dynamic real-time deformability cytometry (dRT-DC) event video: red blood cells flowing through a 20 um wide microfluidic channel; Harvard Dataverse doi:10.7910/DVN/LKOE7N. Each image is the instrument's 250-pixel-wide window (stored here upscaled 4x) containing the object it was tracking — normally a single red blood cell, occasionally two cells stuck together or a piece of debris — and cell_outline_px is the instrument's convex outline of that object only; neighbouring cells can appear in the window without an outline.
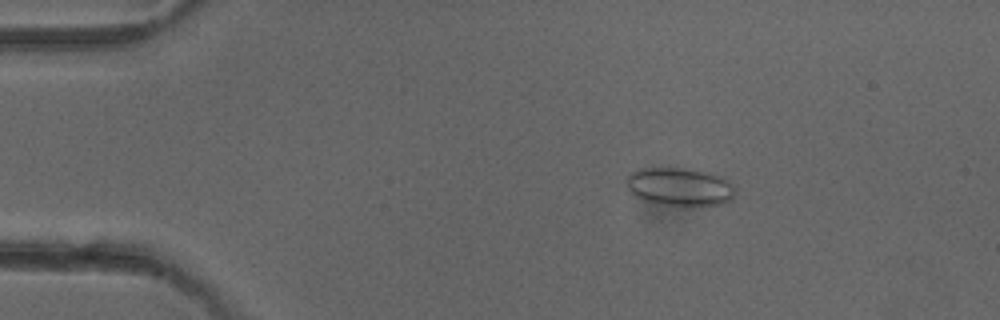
{"species": "common noctule bat (a hibernating species)", "species_latin": "Nyctalus noctula", "temperature_condition": "cold", "stored_images_in_passage": 7, "camera_frame_rate_fps": 3000, "um_per_image_px": 0.085, "animal": {"sex": "female"}, "frame": {"image": 1, "passage_image": 3, "time_ms": 2.333, "image_size_px": [1000, 320], "cell_outline_px": [[736, 192], [732, 200], [720, 204], [660, 204], [644, 200], [632, 196], [624, 180], [632, 172], [640, 168], [680, 168], [712, 172], [724, 176], [736, 188]], "centroid_in_image_um": [57.78, 15.85], "position_along_channel_um": 27.2, "area_um2": 24.28}}
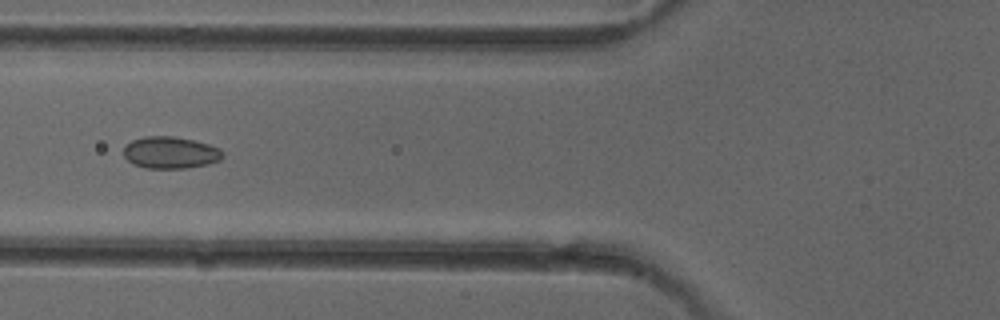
{"frame": {"image": 2, "passage_image": 6, "time_ms": 6.0, "image_size_px": [1000, 320], "cell_outline_px": [[224, 156], [220, 160], [208, 164], [184, 168], [144, 168], [132, 164], [124, 156], [124, 144], [132, 140], [144, 136], [172, 136], [192, 140], [208, 144], [220, 148], [224, 152]], "centroid_in_image_um": [14.47, 12.97], "position_along_channel_um": 111.3, "area_um2": 18.55}}
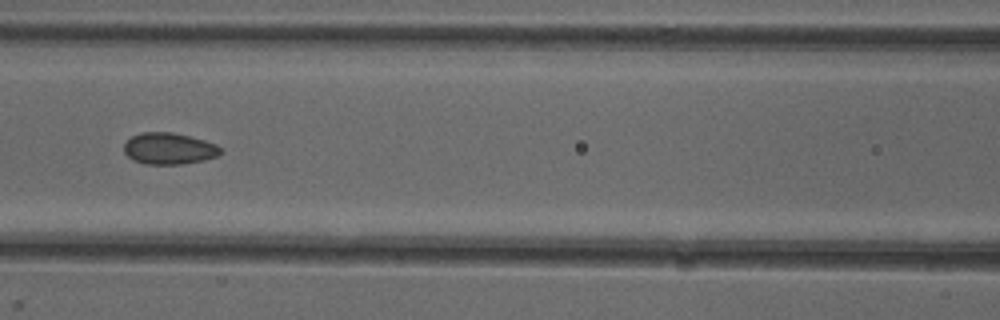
{"frame": {"image": 3, "passage_image": 7, "time_ms": 7.0, "image_size_px": [1000, 320], "cell_outline_px": [[224, 152], [216, 156], [204, 160], [180, 164], [144, 164], [132, 160], [124, 152], [124, 144], [132, 136], [140, 132], [172, 132], [204, 140], [216, 144]], "centroid_in_image_um": [14.35, 12.63], "position_along_channel_um": 152.2, "area_um2": 17.74}}